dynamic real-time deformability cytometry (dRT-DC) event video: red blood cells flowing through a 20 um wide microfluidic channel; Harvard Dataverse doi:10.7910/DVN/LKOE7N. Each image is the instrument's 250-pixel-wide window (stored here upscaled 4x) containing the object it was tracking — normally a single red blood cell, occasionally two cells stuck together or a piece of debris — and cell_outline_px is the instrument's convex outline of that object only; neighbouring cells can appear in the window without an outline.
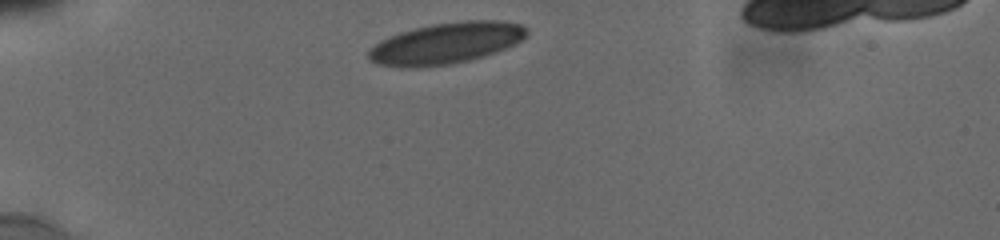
{"species": "human", "species_latin": "Homo sapiens", "temperature_condition": "cold", "stored_images_in_passage": 11, "camera_frame_rate_fps": 3000, "um_per_image_px": 0.085, "donor": {"sex": "male"}, "frame": {"image": 1, "passage_image": 1, "time_ms": 0.0, "image_size_px": [1000, 240], "cell_outline_px": [[528, 32], [516, 44], [496, 52], [468, 60], [448, 64], [416, 68], [400, 68], [376, 64], [368, 60], [368, 52], [380, 40], [388, 36], [400, 32], [432, 24], [464, 20], [496, 20], [520, 24], [528, 28]], "centroid_in_image_um": [37.89, 3.68], "position_along_channel_um": 47.1, "area_um2": 38.03}}
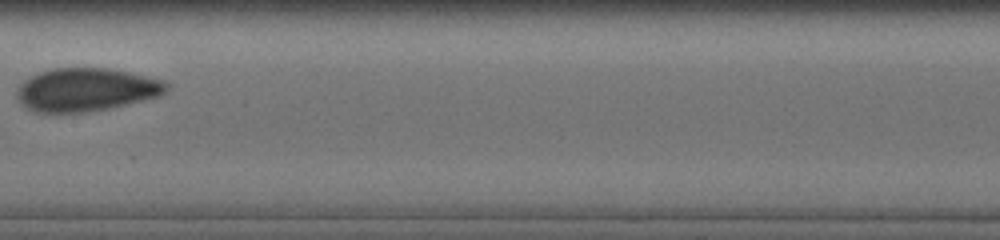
{"frame": {"image": 2, "passage_image": 9, "time_ms": 5.0, "image_size_px": [1000, 240], "cell_outline_px": [[168, 88], [160, 96], [108, 108], [84, 112], [36, 112], [20, 104], [16, 96], [16, 88], [24, 80], [40, 72], [52, 68], [108, 68], [128, 72], [164, 80], [168, 84]], "centroid_in_image_um": [7.29, 7.62], "position_along_channel_um": 200.1, "area_um2": 37.45}}
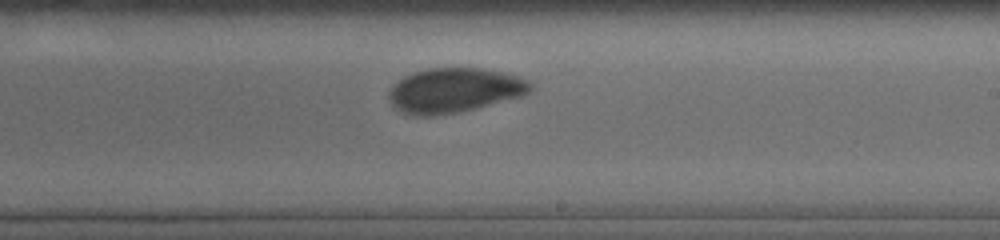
{"frame": {"image": 3, "passage_image": 11, "time_ms": 6.333, "image_size_px": [1000, 240], "cell_outline_px": [[532, 88], [528, 92], [520, 96], [460, 112], [432, 116], [416, 116], [404, 112], [396, 108], [388, 100], [388, 92], [392, 84], [404, 76], [412, 72], [428, 68], [480, 68], [520, 76], [528, 80], [532, 84]], "centroid_in_image_um": [38.57, 7.67], "position_along_channel_um": 250.4, "area_um2": 36.76}}